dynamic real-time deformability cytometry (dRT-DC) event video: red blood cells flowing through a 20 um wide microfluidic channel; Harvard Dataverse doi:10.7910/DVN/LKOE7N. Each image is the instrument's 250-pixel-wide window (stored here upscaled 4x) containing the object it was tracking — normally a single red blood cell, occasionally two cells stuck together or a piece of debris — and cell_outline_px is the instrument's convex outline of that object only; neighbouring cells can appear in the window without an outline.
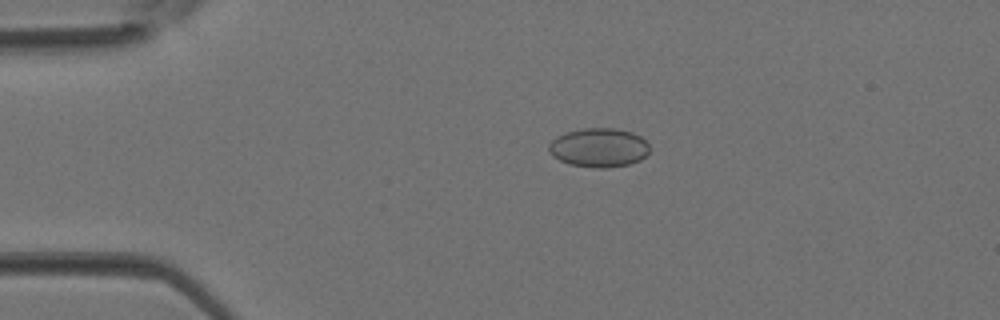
{"species": "Egyptian fruit bat (a non-hibernating species)", "species_latin": "Rousettus aegyptiacus", "temperature_condition": "room temperature", "stored_images_in_passage": 5, "camera_frame_rate_fps": 3000, "um_per_image_px": 0.085, "animal": {"sex": "female"}, "frame": {"image": 1, "passage_image": 3, "time_ms": 0.667, "image_size_px": [1000, 320], "cell_outline_px": [[648, 152], [640, 160], [628, 164], [608, 168], [592, 168], [568, 164], [552, 156], [548, 152], [548, 144], [556, 136], [564, 132], [584, 128], [612, 128], [632, 132], [640, 136], [648, 144]], "centroid_in_image_um": [50.85, 12.55], "position_along_channel_um": 34.1, "area_um2": 23.06}}